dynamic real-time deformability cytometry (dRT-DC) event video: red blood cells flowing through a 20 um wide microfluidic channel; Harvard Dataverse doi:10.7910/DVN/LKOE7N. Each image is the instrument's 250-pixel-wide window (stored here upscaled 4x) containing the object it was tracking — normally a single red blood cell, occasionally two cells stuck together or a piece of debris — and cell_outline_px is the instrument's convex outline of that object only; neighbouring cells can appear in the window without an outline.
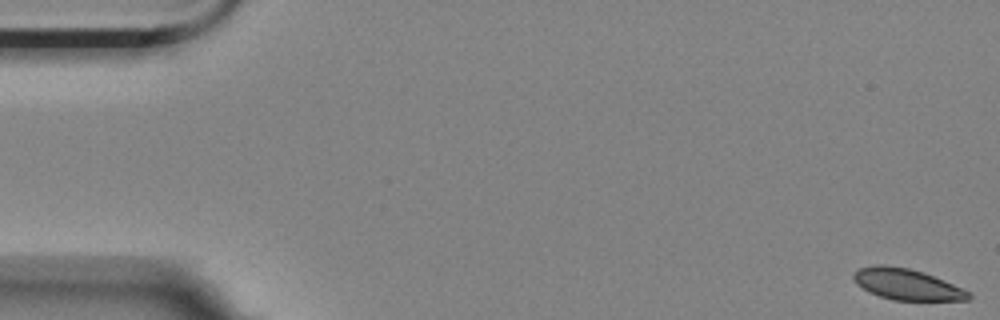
{"species": "Egyptian fruit bat (a non-hibernating species)", "species_latin": "Rousettus aegyptiacus", "temperature_condition": "room temperature", "stored_images_in_passage": 18, "camera_frame_rate_fps": 3000, "um_per_image_px": 0.085, "animal": {"sex": "female"}, "frame": {"image": 1, "passage_image": 1, "time_ms": 0.0, "image_size_px": [1000, 320], "cell_outline_px": [[972, 296], [968, 300], [892, 300], [868, 292], [856, 284], [852, 280], [852, 272], [860, 268], [876, 264], [884, 264], [908, 268], [924, 272], [952, 284], [968, 292]], "centroid_in_image_um": [77.0, 24.16], "position_along_channel_um": 8.0, "area_um2": 20.81}}
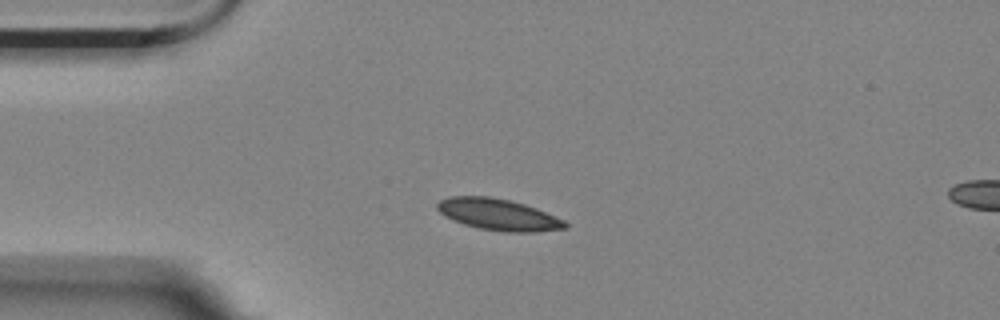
{"frame": {"image": 2, "passage_image": 14, "time_ms": 4.333, "image_size_px": [1000, 320], "cell_outline_px": [[568, 228], [536, 232], [504, 232], [480, 228], [464, 224], [452, 220], [444, 216], [436, 208], [436, 204], [440, 200], [448, 196], [488, 196], [508, 200], [524, 204], [536, 208], [564, 220], [568, 224]], "centroid_in_image_um": [42.34, 18.24], "position_along_channel_um": 42.7, "area_um2": 23.47}}